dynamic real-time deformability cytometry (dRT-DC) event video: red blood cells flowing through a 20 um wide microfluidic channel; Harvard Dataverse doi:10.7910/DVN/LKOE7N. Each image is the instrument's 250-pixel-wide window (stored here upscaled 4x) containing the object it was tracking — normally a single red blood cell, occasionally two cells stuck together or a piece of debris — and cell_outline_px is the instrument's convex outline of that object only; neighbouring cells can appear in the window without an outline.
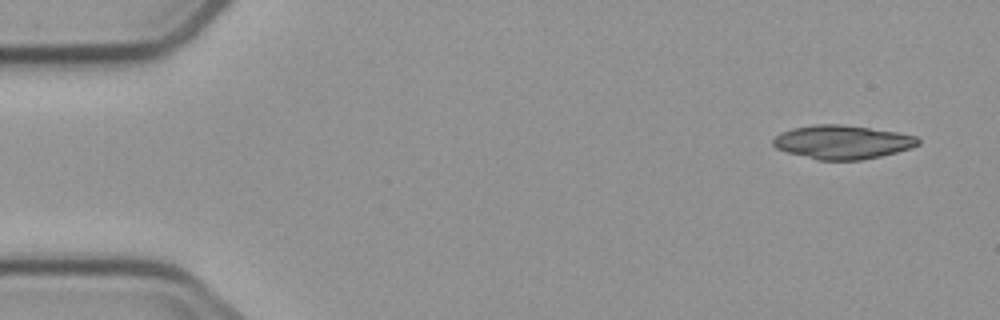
{"species": "common noctule bat (a hibernating species)", "species_latin": "Nyctalus noctula", "temperature_condition": "cold", "stored_images_in_passage": 4, "camera_frame_rate_fps": 3000, "um_per_image_px": 0.085, "animal": {"sex": "male", "body_mass_g": 23.1, "forearm_length_mm": 52.7}, "frame": {"image": 1, "passage_image": 1, "time_ms": 0.0, "image_size_px": [1000, 320], "cell_outline_px": [[920, 144], [912, 148], [880, 156], [860, 160], [816, 160], [788, 152], [776, 148], [772, 144], [772, 140], [780, 132], [792, 128], [816, 124], [844, 124], [896, 132], [916, 136], [920, 140]], "centroid_in_image_um": [71.59, 12.07], "position_along_channel_um": 13.4, "area_um2": 28.55}}